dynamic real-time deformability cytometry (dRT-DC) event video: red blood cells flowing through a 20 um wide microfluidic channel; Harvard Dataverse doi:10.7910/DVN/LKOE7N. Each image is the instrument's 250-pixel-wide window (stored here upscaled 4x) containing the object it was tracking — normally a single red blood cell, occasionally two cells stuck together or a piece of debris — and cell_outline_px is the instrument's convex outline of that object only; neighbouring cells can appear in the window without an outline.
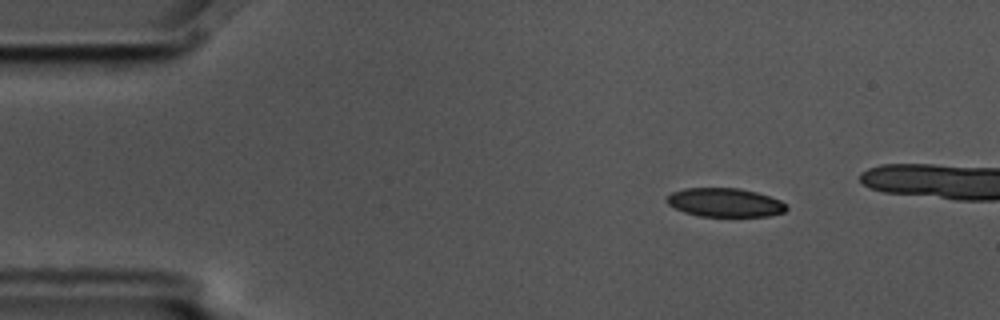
{"species": "common noctule bat (a hibernating species)", "species_latin": "Nyctalus noctula", "temperature_condition": "cold", "stored_images_in_passage": 5, "camera_frame_rate_fps": 3000, "um_per_image_px": 0.085, "animal": {"sex": "male", "body_mass_g": 17.5, "forearm_length_mm": 52.3}, "frame": {"image": 1, "passage_image": 2, "time_ms": 0.333, "image_size_px": [1000, 320], "cell_outline_px": [[788, 208], [784, 212], [768, 216], [700, 216], [684, 212], [668, 204], [664, 200], [672, 192], [684, 188], [740, 188], [756, 192], [780, 200], [788, 204]], "centroid_in_image_um": [61.62, 17.21], "position_along_channel_um": 23.4, "area_um2": 20.06}}